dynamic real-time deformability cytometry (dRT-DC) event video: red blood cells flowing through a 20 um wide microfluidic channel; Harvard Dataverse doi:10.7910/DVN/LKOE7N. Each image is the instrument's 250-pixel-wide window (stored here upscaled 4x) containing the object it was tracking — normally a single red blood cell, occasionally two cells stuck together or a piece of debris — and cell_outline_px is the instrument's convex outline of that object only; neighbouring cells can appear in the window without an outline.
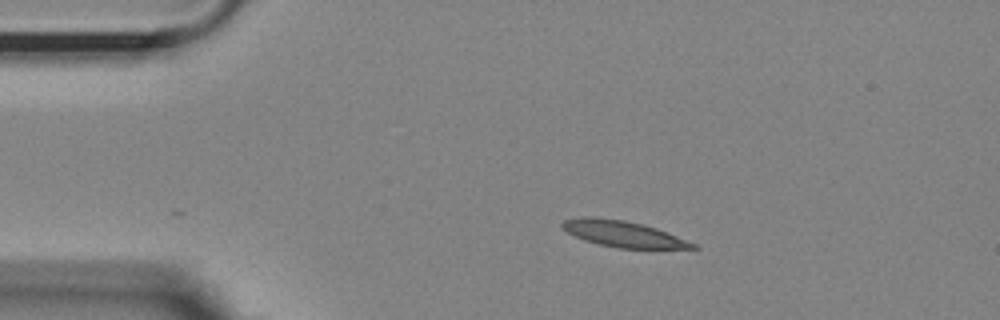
{"species": "Egyptian fruit bat (a non-hibernating species)", "species_latin": "Rousettus aegyptiacus", "temperature_condition": "room temperature", "stored_images_in_passage": 45, "camera_frame_rate_fps": 3000, "um_per_image_px": 0.085, "animal": {"sex": "female"}, "frame": {"image": 1, "passage_image": 1, "time_ms": 0.0, "image_size_px": [1000, 320], "cell_outline_px": [[700, 248], [616, 248], [584, 240], [568, 232], [560, 224], [564, 220], [580, 216], [596, 216], [624, 220], [656, 228], [696, 244]], "centroid_in_image_um": [52.92, 19.86], "position_along_channel_um": 32.1, "area_um2": 19.59}}
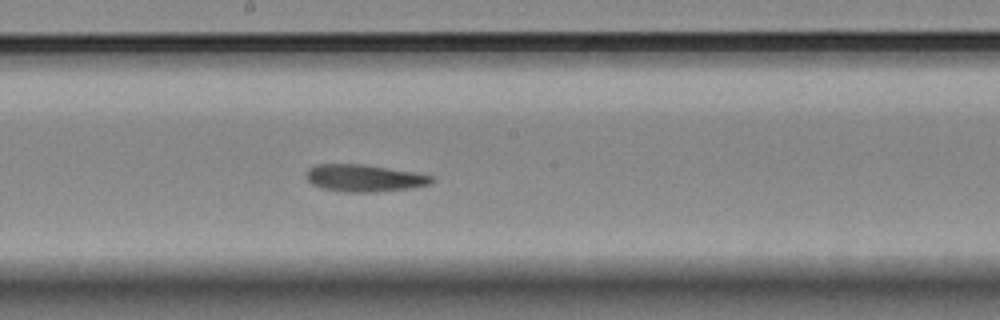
{"frame": {"image": 2, "passage_image": 20, "time_ms": 6.333, "image_size_px": [1000, 320], "cell_outline_px": [[436, 180], [432, 184], [412, 188], [376, 192], [344, 192], [324, 188], [312, 184], [304, 176], [304, 172], [308, 168], [316, 164], [364, 164], [412, 172], [432, 176]], "centroid_in_image_um": [30.95, 15.14], "position_along_channel_um": 217.3, "area_um2": 20.0}}
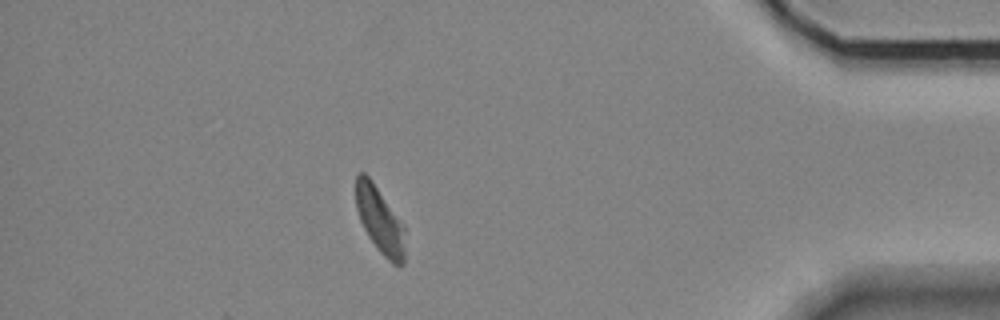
{"frame": {"image": 3, "passage_image": 39, "time_ms": 12.667, "image_size_px": [1000, 320], "cell_outline_px": [[404, 264], [400, 268], [392, 264], [380, 252], [368, 236], [360, 220], [356, 208], [356, 172], [364, 172], [372, 180], [404, 224]], "centroid_in_image_um": [32.29, 18.72], "position_along_channel_um": 402.9, "area_um2": 19.13}}